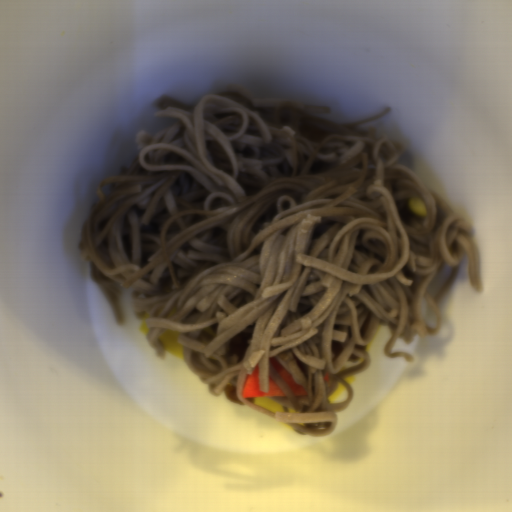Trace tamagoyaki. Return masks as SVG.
I'll list each match as a JSON object with an SVG mask.
<instances>
[{
  "label": "tamagoyaki",
  "mask_w": 512,
  "mask_h": 512,
  "mask_svg": "<svg viewBox=\"0 0 512 512\" xmlns=\"http://www.w3.org/2000/svg\"><path fill=\"white\" fill-rule=\"evenodd\" d=\"M345 388L346 387L341 382L338 381L336 391L332 395H329L327 398L331 402V404L342 395Z\"/></svg>",
  "instance_id": "obj_3"
},
{
  "label": "tamagoyaki",
  "mask_w": 512,
  "mask_h": 512,
  "mask_svg": "<svg viewBox=\"0 0 512 512\" xmlns=\"http://www.w3.org/2000/svg\"><path fill=\"white\" fill-rule=\"evenodd\" d=\"M253 402L275 413H300L289 407H286L270 398L266 397H250Z\"/></svg>",
  "instance_id": "obj_2"
},
{
  "label": "tamagoyaki",
  "mask_w": 512,
  "mask_h": 512,
  "mask_svg": "<svg viewBox=\"0 0 512 512\" xmlns=\"http://www.w3.org/2000/svg\"><path fill=\"white\" fill-rule=\"evenodd\" d=\"M151 314H150V311L148 312V314L146 315V317L144 318V320L142 321V323L140 324L139 326V331L142 332L143 334L147 335L148 332H149V328L147 327V318L150 317Z\"/></svg>",
  "instance_id": "obj_4"
},
{
  "label": "tamagoyaki",
  "mask_w": 512,
  "mask_h": 512,
  "mask_svg": "<svg viewBox=\"0 0 512 512\" xmlns=\"http://www.w3.org/2000/svg\"><path fill=\"white\" fill-rule=\"evenodd\" d=\"M177 332L165 331L157 336L158 344L166 352L183 358L182 344L176 338Z\"/></svg>",
  "instance_id": "obj_1"
},
{
  "label": "tamagoyaki",
  "mask_w": 512,
  "mask_h": 512,
  "mask_svg": "<svg viewBox=\"0 0 512 512\" xmlns=\"http://www.w3.org/2000/svg\"><path fill=\"white\" fill-rule=\"evenodd\" d=\"M344 379L349 386L352 385L354 382H356L355 374L353 376L345 377Z\"/></svg>",
  "instance_id": "obj_5"
}]
</instances>
